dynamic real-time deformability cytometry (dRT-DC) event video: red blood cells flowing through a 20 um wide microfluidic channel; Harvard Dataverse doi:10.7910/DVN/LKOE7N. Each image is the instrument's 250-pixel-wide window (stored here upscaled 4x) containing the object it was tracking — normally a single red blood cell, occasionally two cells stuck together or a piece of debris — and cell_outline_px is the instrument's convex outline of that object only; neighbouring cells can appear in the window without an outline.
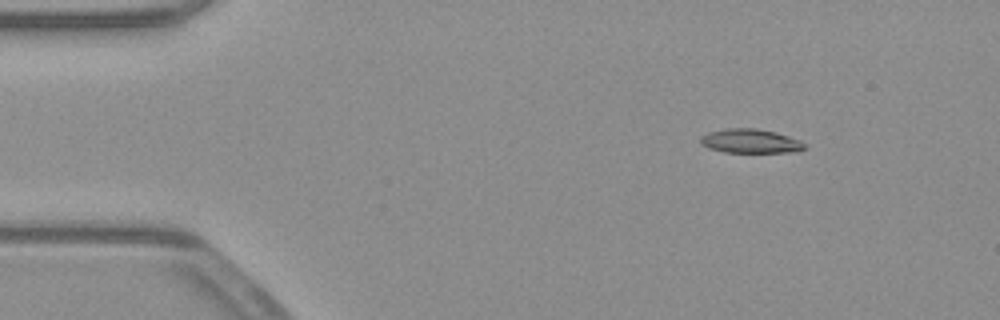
{"species": "common noctule bat (a hibernating species)", "species_latin": "Nyctalus noctula", "temperature_condition": "warm", "stored_images_in_passage": 12, "camera_frame_rate_fps": 3000, "um_per_image_px": 0.085, "animal": {"sex": "male", "body_mass_g": 23.1, "forearm_length_mm": 52.7}, "frame": {"image": 1, "passage_image": 6, "time_ms": 1.667, "image_size_px": [1000, 320], "cell_outline_px": [[804, 148], [800, 152], [724, 152], [708, 148], [700, 144], [700, 136], [708, 132], [724, 128], [756, 128], [776, 132], [800, 140], [804, 144]], "centroid_in_image_um": [63.75, 11.99], "position_along_channel_um": 21.2, "area_um2": 14.74}}